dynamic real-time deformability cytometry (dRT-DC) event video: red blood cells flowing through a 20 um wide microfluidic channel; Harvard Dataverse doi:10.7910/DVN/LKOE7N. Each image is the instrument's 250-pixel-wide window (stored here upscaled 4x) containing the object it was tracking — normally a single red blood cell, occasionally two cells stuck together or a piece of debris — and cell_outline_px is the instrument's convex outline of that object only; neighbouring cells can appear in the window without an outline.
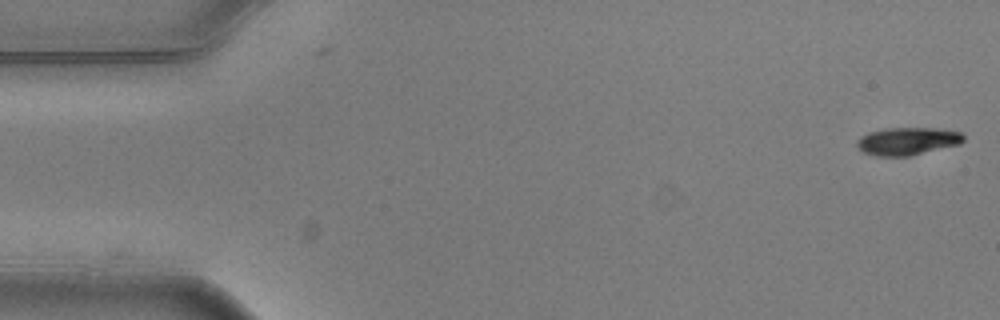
{"species": "common noctule bat (a hibernating species)", "species_latin": "Nyctalus noctula", "temperature_condition": "warm", "stored_images_in_passage": 5, "camera_frame_rate_fps": 3000, "um_per_image_px": 0.085, "animal": {"sex": "male", "body_mass_g": 20.5, "forearm_length_mm": 52.5}, "frame": {"image": 1, "passage_image": 1, "time_ms": 0.0, "image_size_px": [1000, 320], "cell_outline_px": [[964, 140], [960, 144], [908, 156], [876, 156], [864, 152], [856, 144], [856, 140], [860, 136], [868, 132], [888, 128], [940, 128], [960, 132], [964, 136]], "centroid_in_image_um": [77.13, 11.99], "position_along_channel_um": 7.9, "area_um2": 17.17}}
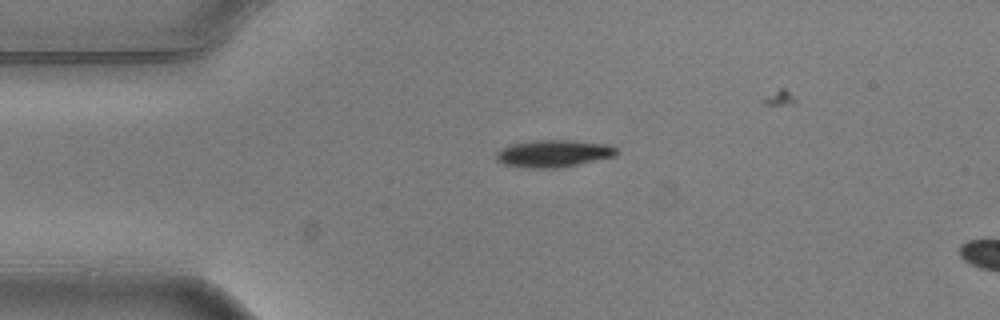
{"frame": {"image": 2, "passage_image": 4, "time_ms": 1.0, "image_size_px": [1000, 320], "cell_outline_px": [[620, 152], [616, 156], [560, 168], [524, 168], [504, 164], [496, 160], [496, 152], [500, 148], [512, 144], [536, 140], [568, 140], [608, 144], [616, 148]], "centroid_in_image_um": [47.05, 13.05], "position_along_channel_um": 37.9, "area_um2": 19.25}}